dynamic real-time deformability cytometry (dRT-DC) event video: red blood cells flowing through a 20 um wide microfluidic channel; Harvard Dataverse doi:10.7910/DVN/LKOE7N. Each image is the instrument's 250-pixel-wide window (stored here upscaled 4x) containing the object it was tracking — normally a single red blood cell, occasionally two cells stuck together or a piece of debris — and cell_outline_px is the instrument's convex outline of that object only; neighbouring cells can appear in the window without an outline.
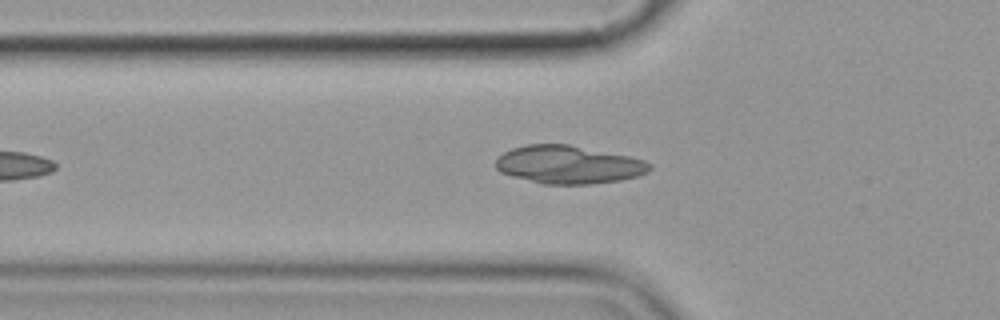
{"species": "common noctule bat (a hibernating species)", "species_latin": "Nyctalus noctula", "temperature_condition": "cold", "stored_images_in_passage": 4, "camera_frame_rate_fps": 3000, "um_per_image_px": 0.085, "animal": {"sex": "female", "body_mass_g": 19.9}, "frame": {"image": 1, "passage_image": 4, "time_ms": 4.333, "image_size_px": [1000, 320], "cell_outline_px": [[652, 168], [648, 172], [636, 176], [620, 180], [592, 184], [544, 184], [512, 176], [500, 172], [496, 168], [496, 160], [504, 152], [512, 148], [524, 144], [568, 144], [628, 156], [644, 160], [652, 164]], "centroid_in_image_um": [48.32, 13.99], "position_along_channel_um": 77.5, "area_um2": 34.04}}